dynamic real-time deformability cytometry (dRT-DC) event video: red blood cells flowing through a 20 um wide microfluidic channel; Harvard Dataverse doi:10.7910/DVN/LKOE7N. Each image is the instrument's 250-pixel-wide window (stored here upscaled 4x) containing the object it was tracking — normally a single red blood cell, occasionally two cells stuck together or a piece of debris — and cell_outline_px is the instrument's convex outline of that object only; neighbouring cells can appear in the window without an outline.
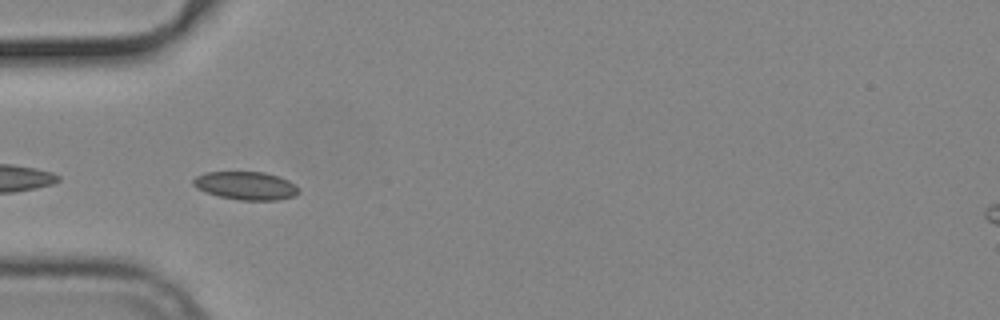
{"species": "common noctule bat (a hibernating species)", "species_latin": "Nyctalus noctula", "temperature_condition": "cold", "stored_images_in_passage": 9, "camera_frame_rate_fps": 3000, "um_per_image_px": 0.085, "animal": {"sex": "male", "body_mass_g": 19.2, "forearm_length_mm": 51.8}, "frame": {"image": 1, "passage_image": 2, "time_ms": 0.333, "image_size_px": [1000, 320], "cell_outline_px": [[300, 192], [292, 196], [276, 200], [240, 200], [220, 196], [196, 188], [192, 184], [192, 180], [196, 176], [204, 172], [264, 172], [280, 176], [296, 184], [300, 188]], "centroid_in_image_um": [20.92, 15.77], "position_along_channel_um": 64.1, "area_um2": 17.34}}
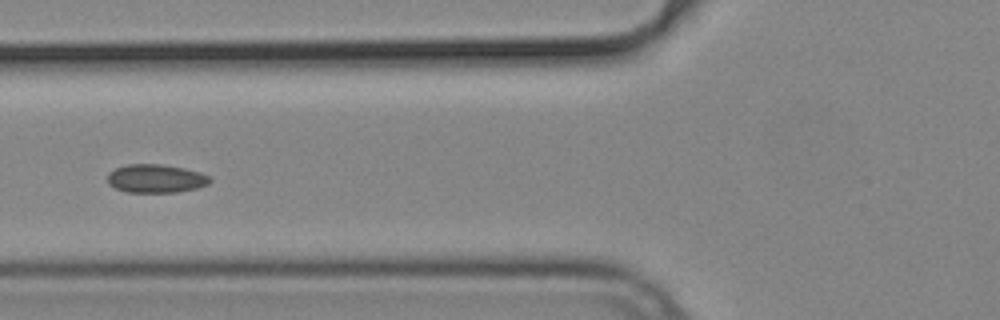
{"frame": {"image": 2, "passage_image": 6, "time_ms": 1.667, "image_size_px": [1000, 320], "cell_outline_px": [[212, 180], [208, 184], [196, 188], [176, 192], [128, 192], [116, 188], [108, 184], [108, 172], [116, 168], [128, 164], [160, 164], [184, 168], [200, 172], [208, 176]], "centroid_in_image_um": [13.24, 15.17], "position_along_channel_um": 112.6, "area_um2": 16.88}}